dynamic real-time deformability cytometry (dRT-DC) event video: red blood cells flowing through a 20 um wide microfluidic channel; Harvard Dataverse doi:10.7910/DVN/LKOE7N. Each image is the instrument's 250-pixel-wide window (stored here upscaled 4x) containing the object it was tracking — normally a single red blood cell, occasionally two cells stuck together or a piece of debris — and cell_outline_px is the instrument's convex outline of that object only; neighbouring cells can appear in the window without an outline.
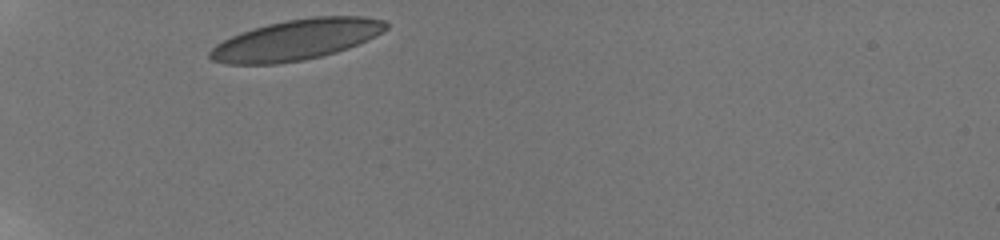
{"species": "human", "species_latin": "Homo sapiens", "temperature_condition": "room temperature", "stored_images_in_passage": 31, "camera_frame_rate_fps": 3000, "um_per_image_px": 0.085, "donor": {"sex": "male"}, "frame": {"image": 1, "passage_image": 1, "time_ms": 0.0, "image_size_px": [1000, 240], "cell_outline_px": [[388, 28], [376, 36], [368, 40], [348, 48], [336, 52], [304, 60], [276, 64], [228, 64], [212, 60], [208, 56], [208, 52], [216, 44], [232, 36], [252, 28], [268, 24], [288, 20], [312, 16], [364, 16], [384, 20], [388, 24]], "centroid_in_image_um": [25.2, 3.38], "position_along_channel_um": 59.8, "area_um2": 41.62}}
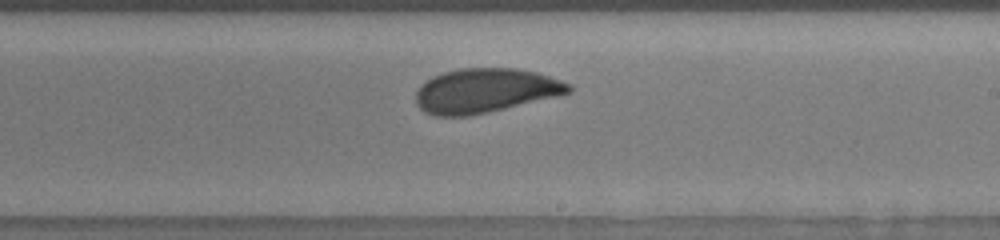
{"frame": {"image": 2, "passage_image": 18, "time_ms": 5.667, "image_size_px": [1000, 240], "cell_outline_px": [[572, 92], [556, 96], [488, 112], [468, 116], [436, 116], [424, 112], [416, 104], [416, 92], [420, 84], [432, 76], [444, 72], [460, 68], [516, 68], [536, 72], [572, 84]], "centroid_in_image_um": [41.22, 7.7], "position_along_channel_um": 247.8, "area_um2": 39.48}}
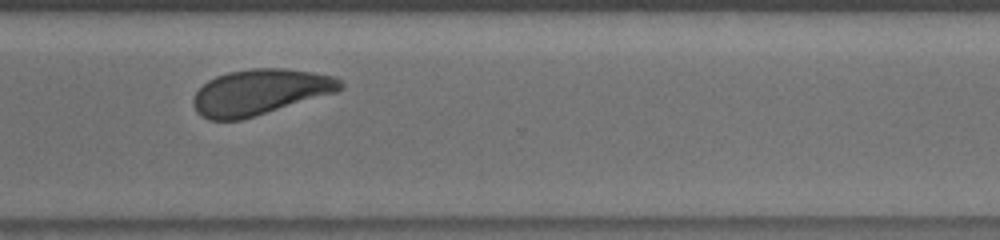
{"frame": {"image": 3, "passage_image": 26, "time_ms": 8.333, "image_size_px": [1000, 240], "cell_outline_px": [[344, 88], [340, 92], [240, 120], [208, 120], [200, 116], [196, 112], [192, 104], [192, 100], [196, 92], [208, 80], [216, 76], [228, 72], [252, 68], [288, 68], [336, 76], [344, 84]], "centroid_in_image_um": [22.14, 7.82], "position_along_channel_um": 348.5, "area_um2": 39.59}, "authors_computed_cell_mechanics": {"area_um2": 39.593, "velocity_mm_per_s": 3.7708, "shape_relaxation_time_tau1_ms": 3.5845, "shape_relaxation_time_tau2_ms": 0.9386, "deformation_change_tau1": 0.1277, "deformation_change_tau2": 0.0685}}